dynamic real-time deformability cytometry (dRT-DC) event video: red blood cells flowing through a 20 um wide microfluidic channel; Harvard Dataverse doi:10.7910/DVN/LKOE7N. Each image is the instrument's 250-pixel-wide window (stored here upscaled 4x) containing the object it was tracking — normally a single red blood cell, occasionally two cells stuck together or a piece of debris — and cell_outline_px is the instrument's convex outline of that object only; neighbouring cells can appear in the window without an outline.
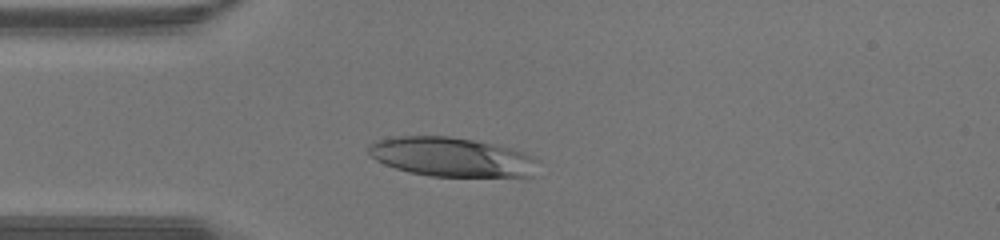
{"species": "human", "species_latin": "Homo sapiens", "temperature_condition": "warm", "stored_images_in_passage": 24, "camera_frame_rate_fps": 3000, "um_per_image_px": 0.085, "donor": {"sex": "male"}, "frame": {"image": 1, "passage_image": 1, "time_ms": 0.0, "image_size_px": [1000, 240], "cell_outline_px": [[540, 160], [532, 176], [432, 176], [408, 172], [384, 164], [376, 160], [368, 152], [368, 144], [380, 140], [400, 136], [448, 136], [472, 140], [508, 148], [524, 152]], "centroid_in_image_um": [38.38, 13.35], "position_along_channel_um": 46.6, "area_um2": 38.38}}
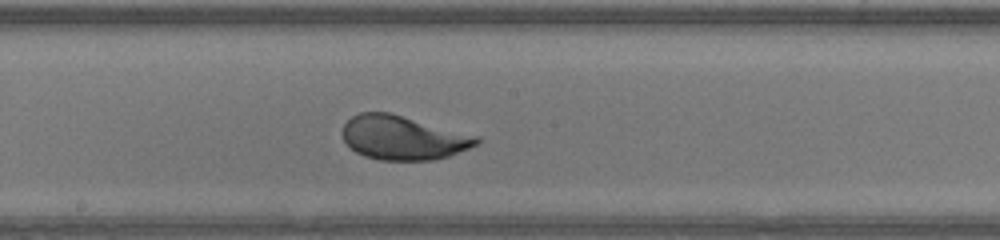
{"frame": {"image": 2, "passage_image": 12, "time_ms": 3.667, "image_size_px": [1000, 240], "cell_outline_px": [[480, 144], [448, 156], [432, 160], [380, 160], [364, 156], [356, 152], [344, 140], [340, 132], [344, 124], [352, 116], [360, 112], [388, 112], [480, 136]], "centroid_in_image_um": [34.26, 11.7], "position_along_channel_um": 213.9, "area_um2": 34.51}}
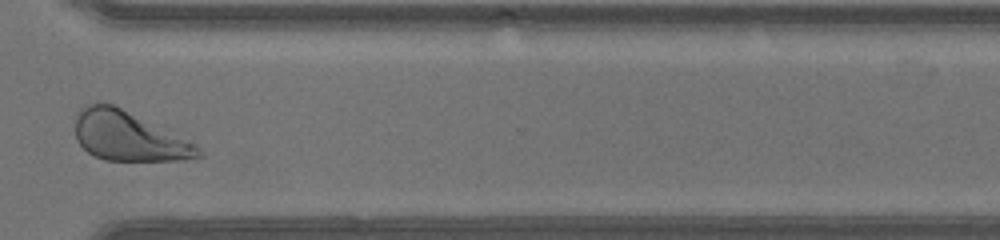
{"frame": {"image": 3, "passage_image": 21, "time_ms": 6.667, "image_size_px": [1000, 240], "cell_outline_px": [[204, 156], [180, 160], [104, 160], [88, 152], [76, 140], [76, 116], [80, 108], [84, 104], [112, 104], [196, 144], [204, 152]], "centroid_in_image_um": [10.92, 11.6], "position_along_channel_um": 359.7, "area_um2": 34.8}}